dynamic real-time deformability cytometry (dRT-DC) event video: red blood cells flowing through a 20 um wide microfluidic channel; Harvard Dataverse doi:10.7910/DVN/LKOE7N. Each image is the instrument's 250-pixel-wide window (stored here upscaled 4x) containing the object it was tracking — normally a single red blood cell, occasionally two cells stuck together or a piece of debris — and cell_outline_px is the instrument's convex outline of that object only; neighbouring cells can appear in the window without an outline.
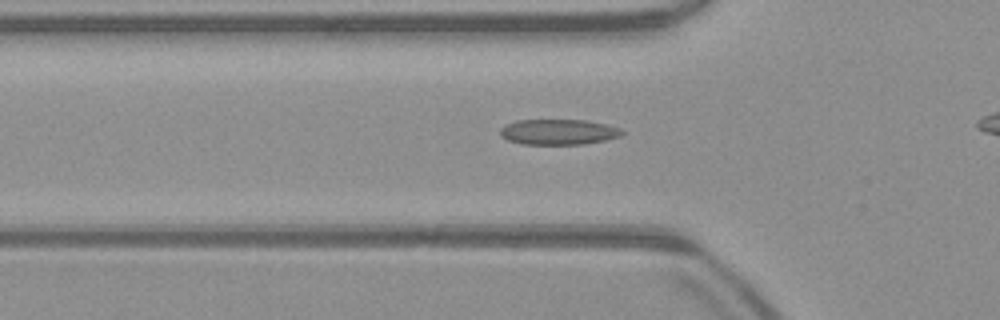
{"species": "common noctule bat (a hibernating species)", "species_latin": "Nyctalus noctula", "temperature_condition": "warm", "stored_images_in_passage": 40, "camera_frame_rate_fps": 3000, "um_per_image_px": 0.085, "animal": {"sex": "male", "body_mass_g": 23.1, "forearm_length_mm": 52.7}, "frame": {"image": 1, "passage_image": 15, "time_ms": 4.667, "image_size_px": [1000, 320], "cell_outline_px": [[624, 132], [620, 136], [604, 140], [584, 144], [520, 144], [508, 140], [500, 136], [500, 128], [504, 124], [516, 120], [588, 120], [608, 124], [620, 128]], "centroid_in_image_um": [47.44, 11.21], "position_along_channel_um": 78.4, "area_um2": 18.26}}
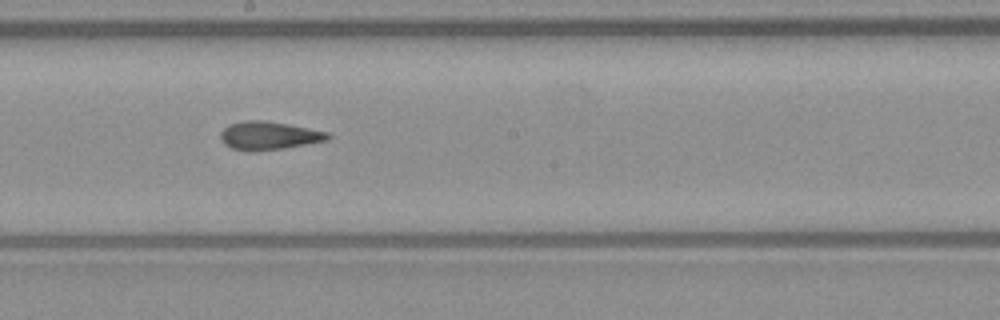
{"frame": {"image": 2, "passage_image": 26, "time_ms": 8.333, "image_size_px": [1000, 320], "cell_outline_px": [[332, 136], [328, 140], [284, 148], [252, 152], [232, 148], [224, 144], [220, 140], [220, 132], [228, 124], [244, 120], [264, 120], [288, 124], [328, 132]], "centroid_in_image_um": [22.82, 11.52], "position_along_channel_um": 225.4, "area_um2": 17.8}}
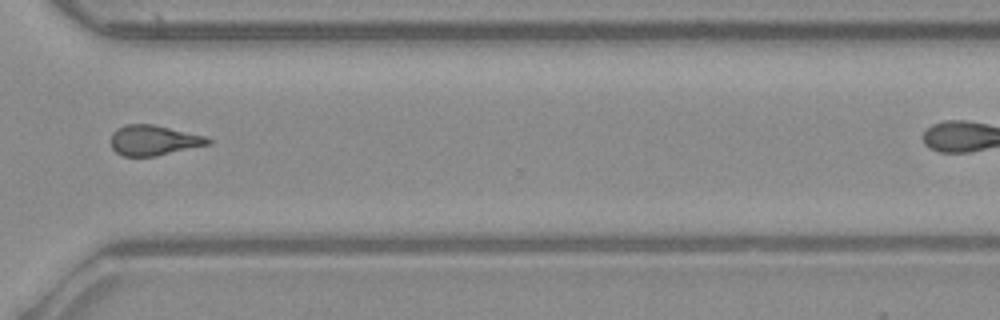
{"frame": {"image": 3, "passage_image": 36, "time_ms": 11.667, "image_size_px": [1000, 320], "cell_outline_px": [[212, 144], [156, 156], [124, 156], [116, 152], [112, 148], [112, 132], [116, 128], [124, 124], [152, 124], [204, 136], [212, 140]], "centroid_in_image_um": [13.06, 11.93], "position_along_channel_um": 357.5, "area_um2": 17.05}}